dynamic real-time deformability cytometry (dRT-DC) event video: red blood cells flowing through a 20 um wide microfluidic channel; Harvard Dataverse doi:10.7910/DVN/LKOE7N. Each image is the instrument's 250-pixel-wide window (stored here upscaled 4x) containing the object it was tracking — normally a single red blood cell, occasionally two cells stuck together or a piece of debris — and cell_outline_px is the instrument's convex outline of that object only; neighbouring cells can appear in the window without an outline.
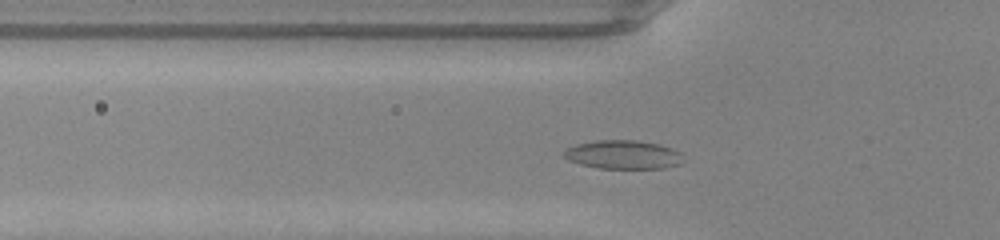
{"species": "common noctule bat (a hibernating species)", "species_latin": "Nyctalus noctula", "temperature_condition": "warm", "stored_images_in_passage": 32, "camera_frame_rate_fps": 3000, "um_per_image_px": 0.085, "animal": {"sex": "male", "body_mass_g": 20.0, "forearm_length_mm": 53.3}, "frame": {"image": 1, "passage_image": 3, "time_ms": 0.667, "image_size_px": [1000, 240], "cell_outline_px": [[680, 164], [664, 168], [600, 168], [580, 164], [568, 160], [560, 152], [576, 144], [596, 140], [636, 140], [660, 144], [672, 148], [680, 152]], "centroid_in_image_um": [52.93, 13.13], "position_along_channel_um": 72.9, "area_um2": 19.88}}
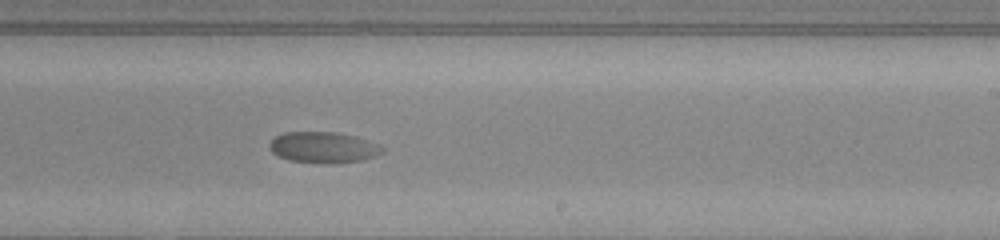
{"frame": {"image": 2, "passage_image": 17, "time_ms": 5.333, "image_size_px": [1000, 240], "cell_outline_px": [[384, 152], [376, 156], [360, 160], [336, 164], [324, 164], [288, 160], [276, 156], [272, 152], [268, 144], [276, 136], [284, 132], [336, 132], [356, 136], [380, 144], [384, 148]], "centroid_in_image_um": [27.5, 12.54], "position_along_channel_um": 261.5, "area_um2": 20.75}}
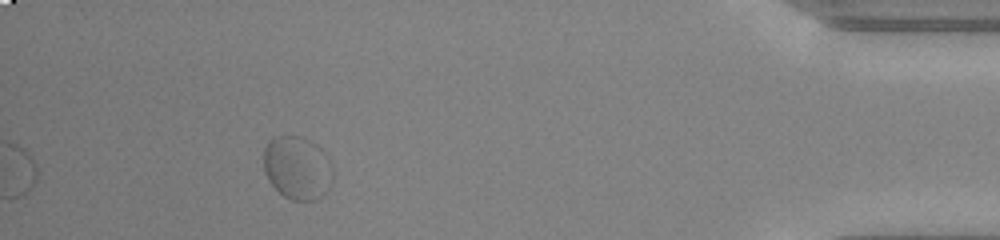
{"frame": {"image": 3, "passage_image": 32, "time_ms": 10.333, "image_size_px": [1000, 240], "cell_outline_px": [[332, 184], [328, 192], [324, 196], [316, 200], [292, 200], [284, 196], [268, 180], [264, 172], [264, 148], [268, 140], [276, 136], [300, 136], [316, 144], [328, 156], [332, 168]], "centroid_in_image_um": [25.29, 14.27], "position_along_channel_um": 409.9, "area_um2": 25.84}, "authors_computed_cell_mechanics": {"area_um2": 20.7213, "velocity_mm_per_s": 4.046, "shape_relaxation_time_tau1_ms": 1.7412, "shape_relaxation_time_tau2_ms": null, "deformation_change_tau1": 0.0574, "deformation_change_tau2": null}}